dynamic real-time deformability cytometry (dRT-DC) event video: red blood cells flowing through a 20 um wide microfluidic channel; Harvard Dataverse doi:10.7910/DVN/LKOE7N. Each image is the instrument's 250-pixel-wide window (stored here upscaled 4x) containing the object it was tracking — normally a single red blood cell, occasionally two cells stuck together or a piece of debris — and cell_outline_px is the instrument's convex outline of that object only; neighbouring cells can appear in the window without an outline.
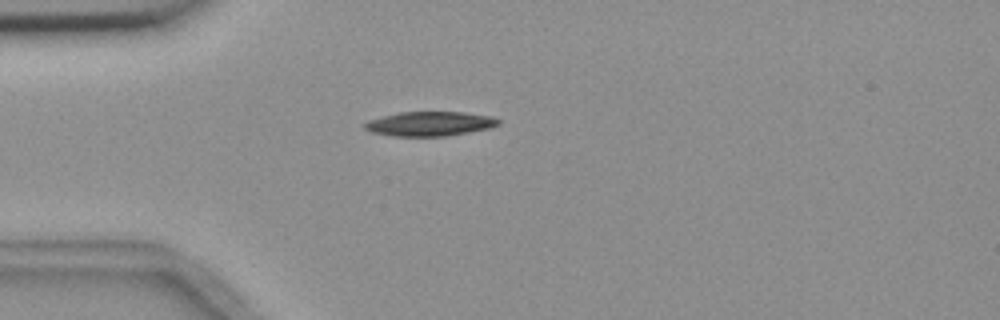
{"species": "common noctule bat (a hibernating species)", "species_latin": "Nyctalus noctula", "temperature_condition": "room temperature", "stored_images_in_passage": 2, "camera_frame_rate_fps": 3000, "um_per_image_px": 0.085, "animal": {"sex": "female", "body_mass_g": 18.4}, "frame": {"image": 1, "passage_image": 1, "time_ms": 0.0, "image_size_px": [1000, 320], "cell_outline_px": [[500, 124], [492, 128], [448, 136], [392, 136], [372, 132], [364, 128], [364, 124], [368, 120], [400, 112], [464, 112], [492, 116], [500, 120]], "centroid_in_image_um": [36.58, 10.52], "position_along_channel_um": 48.4, "area_um2": 19.13}}